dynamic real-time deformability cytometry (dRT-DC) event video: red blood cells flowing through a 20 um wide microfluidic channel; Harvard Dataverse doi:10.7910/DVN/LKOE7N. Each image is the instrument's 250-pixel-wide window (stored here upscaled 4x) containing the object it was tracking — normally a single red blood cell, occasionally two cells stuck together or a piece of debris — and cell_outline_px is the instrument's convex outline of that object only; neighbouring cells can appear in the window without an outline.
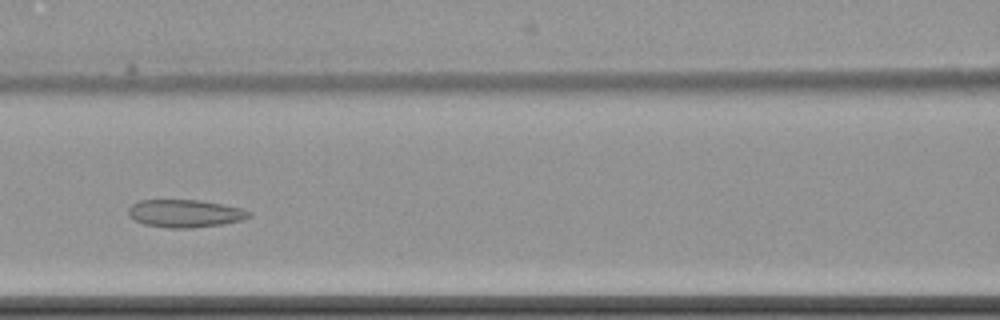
{"species": "common noctule bat (a hibernating species)", "species_latin": "Nyctalus noctula", "temperature_condition": "cold", "stored_images_in_passage": 14, "camera_frame_rate_fps": 3000, "um_per_image_px": 0.085, "animal": {"sex": "female", "body_mass_g": 22.7, "forearm_length_mm": 54.2}, "frame": {"image": 1, "passage_image": 7, "time_ms": 8.333, "image_size_px": [1000, 320], "cell_outline_px": [[252, 216], [244, 220], [224, 224], [192, 228], [168, 228], [144, 224], [128, 216], [128, 208], [132, 204], [140, 200], [200, 200], [240, 208], [252, 212]], "centroid_in_image_um": [15.74, 18.15], "position_along_channel_um": 150.9, "area_um2": 19.59}}
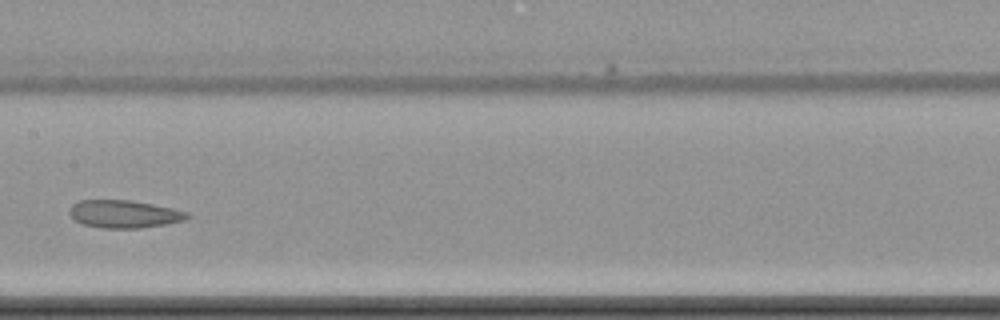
{"frame": {"image": 2, "passage_image": 8, "time_ms": 9.667, "image_size_px": [1000, 320], "cell_outline_px": [[192, 216], [184, 220], [164, 224], [140, 228], [100, 228], [84, 224], [76, 220], [68, 212], [72, 204], [80, 200], [132, 200], [172, 208], [188, 212]], "centroid_in_image_um": [10.56, 18.18], "position_along_channel_um": 196.8, "area_um2": 18.96}}
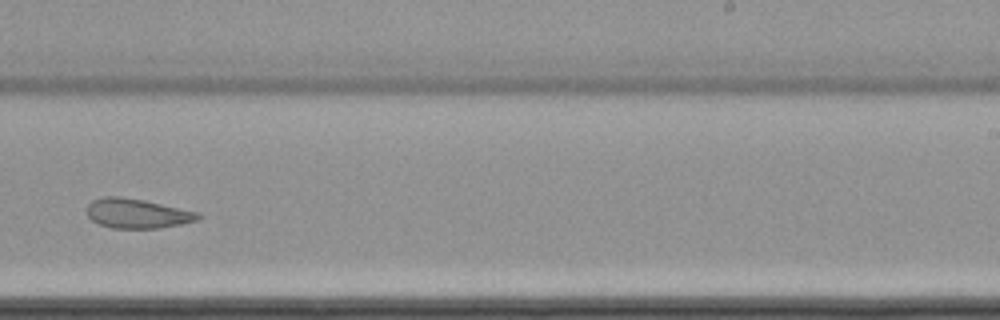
{"frame": {"image": 3, "passage_image": 10, "time_ms": 12.0, "image_size_px": [1000, 320], "cell_outline_px": [[200, 216], [196, 220], [180, 224], [160, 228], [112, 228], [100, 224], [92, 220], [88, 216], [84, 208], [92, 200], [104, 196], [120, 196], [144, 200], [200, 212]], "centroid_in_image_um": [11.62, 18.13], "position_along_channel_um": 277.4, "area_um2": 19.25}, "authors_computed_cell_mechanics": {"area_um2": 21.6172, "velocity_mm_per_s": 3.4604, "shape_relaxation_time_tau1_ms": null, "shape_relaxation_time_tau2_ms": 5.8215, "deformation_change_tau1": null, "deformation_change_tau2": 0.0971}}